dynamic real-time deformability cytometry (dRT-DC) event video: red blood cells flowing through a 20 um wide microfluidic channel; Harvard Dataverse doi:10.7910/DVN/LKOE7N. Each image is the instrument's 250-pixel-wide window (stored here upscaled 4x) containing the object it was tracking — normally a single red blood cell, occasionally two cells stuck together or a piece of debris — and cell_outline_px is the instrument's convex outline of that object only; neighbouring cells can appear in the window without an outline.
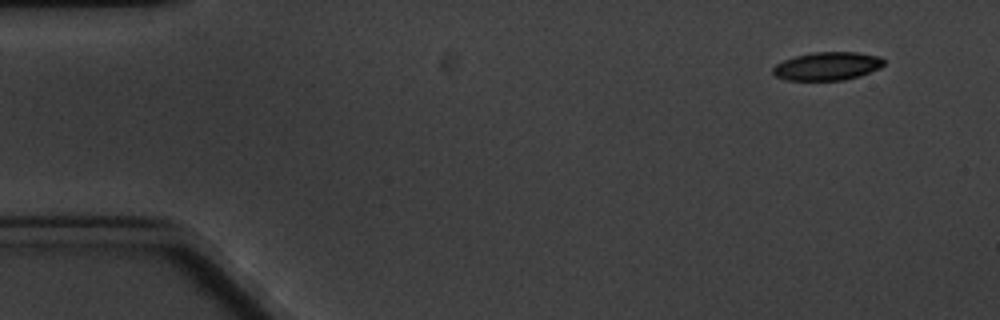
{"species": "common noctule bat (a hibernating species)", "species_latin": "Nyctalus noctula", "temperature_condition": "cold", "stored_images_in_passage": 5, "camera_frame_rate_fps": 3000, "um_per_image_px": 0.085, "animal": {"sex": "male", "body_mass_g": 20.1, "forearm_length_mm": 53.5}, "frame": {"image": 1, "passage_image": 1, "time_ms": 0.0, "image_size_px": [1000, 320], "cell_outline_px": [[884, 64], [880, 68], [860, 76], [844, 80], [788, 80], [776, 76], [772, 72], [772, 68], [776, 64], [784, 60], [796, 56], [812, 52], [856, 52], [880, 56], [884, 60]], "centroid_in_image_um": [70.34, 5.62], "position_along_channel_um": 14.7, "area_um2": 18.26}}
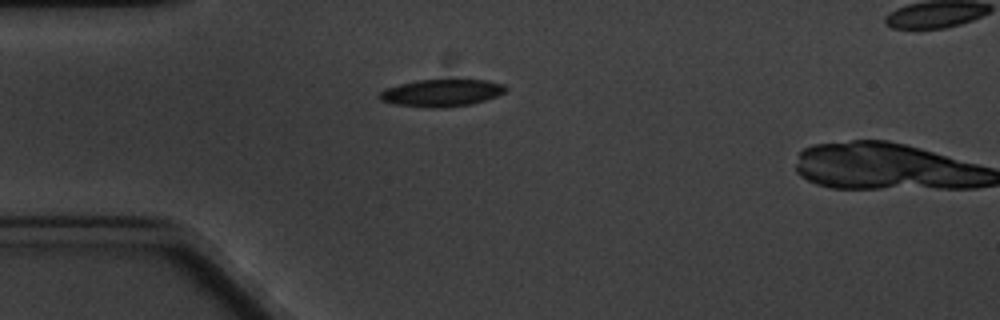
{"frame": {"image": 2, "passage_image": 4, "time_ms": 3.667, "image_size_px": [1000, 320], "cell_outline_px": [[508, 88], [504, 92], [496, 96], [472, 104], [444, 108], [428, 108], [392, 104], [380, 100], [376, 96], [384, 88], [416, 80], [488, 80], [504, 84]], "centroid_in_image_um": [37.49, 7.9], "position_along_channel_um": 47.5, "area_um2": 20.23}}